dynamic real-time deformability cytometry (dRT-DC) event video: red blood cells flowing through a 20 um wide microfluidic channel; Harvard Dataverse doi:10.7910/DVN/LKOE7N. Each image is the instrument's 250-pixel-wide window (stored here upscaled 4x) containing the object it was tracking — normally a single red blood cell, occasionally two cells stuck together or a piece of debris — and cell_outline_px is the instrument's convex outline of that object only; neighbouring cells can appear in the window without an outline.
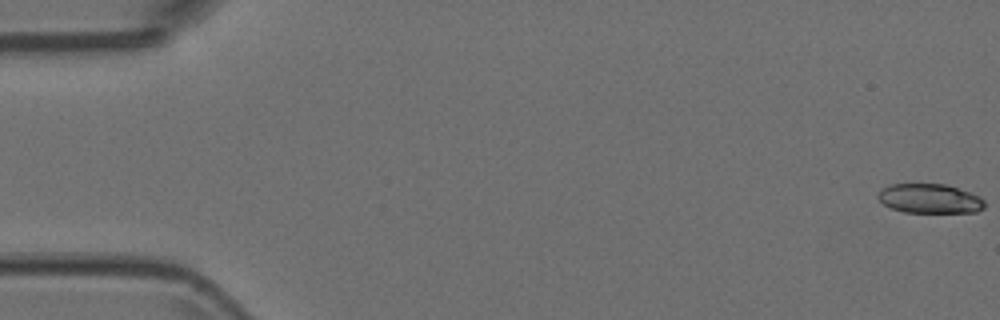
{"species": "Egyptian fruit bat (a non-hibernating species)", "species_latin": "Rousettus aegyptiacus", "temperature_condition": "room temperature", "stored_images_in_passage": 5, "camera_frame_rate_fps": 3000, "um_per_image_px": 0.085, "animal": {"sex": "female"}, "frame": {"image": 1, "passage_image": 1, "time_ms": 0.0, "image_size_px": [1000, 320], "cell_outline_px": [[984, 208], [976, 212], [904, 212], [888, 208], [876, 196], [880, 188], [888, 184], [944, 184], [980, 196], [984, 200]], "centroid_in_image_um": [78.97, 16.88], "position_along_channel_um": 6.0, "area_um2": 18.32}}
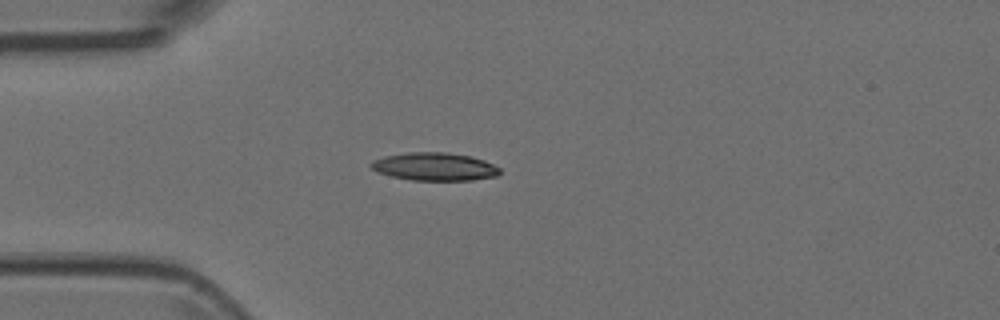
{"frame": {"image": 2, "passage_image": 5, "time_ms": 1.333, "image_size_px": [1000, 320], "cell_outline_px": [[500, 172], [496, 176], [472, 180], [412, 180], [392, 176], [380, 172], [372, 168], [368, 164], [372, 160], [384, 156], [408, 152], [448, 152], [468, 156], [484, 160], [500, 168]], "centroid_in_image_um": [36.92, 14.16], "position_along_channel_um": 48.1, "area_um2": 20.87}}